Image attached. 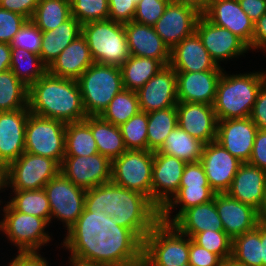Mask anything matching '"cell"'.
Wrapping results in <instances>:
<instances>
[{"mask_svg": "<svg viewBox=\"0 0 266 266\" xmlns=\"http://www.w3.org/2000/svg\"><path fill=\"white\" fill-rule=\"evenodd\" d=\"M258 221L260 224L266 225V186L264 189L263 201L260 208L257 210Z\"/></svg>", "mask_w": 266, "mask_h": 266, "instance_id": "cell-62", "label": "cell"}, {"mask_svg": "<svg viewBox=\"0 0 266 266\" xmlns=\"http://www.w3.org/2000/svg\"><path fill=\"white\" fill-rule=\"evenodd\" d=\"M223 71L176 72L178 101L213 105Z\"/></svg>", "mask_w": 266, "mask_h": 266, "instance_id": "cell-22", "label": "cell"}, {"mask_svg": "<svg viewBox=\"0 0 266 266\" xmlns=\"http://www.w3.org/2000/svg\"><path fill=\"white\" fill-rule=\"evenodd\" d=\"M241 9L255 23L266 14V0H238Z\"/></svg>", "mask_w": 266, "mask_h": 266, "instance_id": "cell-56", "label": "cell"}, {"mask_svg": "<svg viewBox=\"0 0 266 266\" xmlns=\"http://www.w3.org/2000/svg\"><path fill=\"white\" fill-rule=\"evenodd\" d=\"M147 113L140 111L120 127L127 150H148Z\"/></svg>", "mask_w": 266, "mask_h": 266, "instance_id": "cell-43", "label": "cell"}, {"mask_svg": "<svg viewBox=\"0 0 266 266\" xmlns=\"http://www.w3.org/2000/svg\"><path fill=\"white\" fill-rule=\"evenodd\" d=\"M66 123L29 114L25 128V152L56 160L65 157Z\"/></svg>", "mask_w": 266, "mask_h": 266, "instance_id": "cell-9", "label": "cell"}, {"mask_svg": "<svg viewBox=\"0 0 266 266\" xmlns=\"http://www.w3.org/2000/svg\"><path fill=\"white\" fill-rule=\"evenodd\" d=\"M250 118L258 129H266V82L258 91Z\"/></svg>", "mask_w": 266, "mask_h": 266, "instance_id": "cell-54", "label": "cell"}, {"mask_svg": "<svg viewBox=\"0 0 266 266\" xmlns=\"http://www.w3.org/2000/svg\"><path fill=\"white\" fill-rule=\"evenodd\" d=\"M189 249L190 237L160 220L143 241V263L146 266H189Z\"/></svg>", "mask_w": 266, "mask_h": 266, "instance_id": "cell-6", "label": "cell"}, {"mask_svg": "<svg viewBox=\"0 0 266 266\" xmlns=\"http://www.w3.org/2000/svg\"><path fill=\"white\" fill-rule=\"evenodd\" d=\"M69 259H70V262H69L70 266H106L101 263L83 260V259L74 257L72 255H70Z\"/></svg>", "mask_w": 266, "mask_h": 266, "instance_id": "cell-61", "label": "cell"}, {"mask_svg": "<svg viewBox=\"0 0 266 266\" xmlns=\"http://www.w3.org/2000/svg\"><path fill=\"white\" fill-rule=\"evenodd\" d=\"M220 266H240L236 263H234L231 259L230 260H225L221 263Z\"/></svg>", "mask_w": 266, "mask_h": 266, "instance_id": "cell-64", "label": "cell"}, {"mask_svg": "<svg viewBox=\"0 0 266 266\" xmlns=\"http://www.w3.org/2000/svg\"><path fill=\"white\" fill-rule=\"evenodd\" d=\"M192 240L199 246L217 254L223 261L231 259L232 239L224 231H203L197 233Z\"/></svg>", "mask_w": 266, "mask_h": 266, "instance_id": "cell-45", "label": "cell"}, {"mask_svg": "<svg viewBox=\"0 0 266 266\" xmlns=\"http://www.w3.org/2000/svg\"><path fill=\"white\" fill-rule=\"evenodd\" d=\"M5 188L4 171L0 168V190Z\"/></svg>", "mask_w": 266, "mask_h": 266, "instance_id": "cell-63", "label": "cell"}, {"mask_svg": "<svg viewBox=\"0 0 266 266\" xmlns=\"http://www.w3.org/2000/svg\"><path fill=\"white\" fill-rule=\"evenodd\" d=\"M30 113L64 123L83 121L87 115L77 80L46 72L28 88Z\"/></svg>", "mask_w": 266, "mask_h": 266, "instance_id": "cell-3", "label": "cell"}, {"mask_svg": "<svg viewBox=\"0 0 266 266\" xmlns=\"http://www.w3.org/2000/svg\"><path fill=\"white\" fill-rule=\"evenodd\" d=\"M112 161L100 153L90 156H65L60 172L85 190L111 181Z\"/></svg>", "mask_w": 266, "mask_h": 266, "instance_id": "cell-13", "label": "cell"}, {"mask_svg": "<svg viewBox=\"0 0 266 266\" xmlns=\"http://www.w3.org/2000/svg\"><path fill=\"white\" fill-rule=\"evenodd\" d=\"M203 147V142L177 126L171 131L157 152L191 163L200 161Z\"/></svg>", "mask_w": 266, "mask_h": 266, "instance_id": "cell-33", "label": "cell"}, {"mask_svg": "<svg viewBox=\"0 0 266 266\" xmlns=\"http://www.w3.org/2000/svg\"><path fill=\"white\" fill-rule=\"evenodd\" d=\"M52 218L64 222L67 230L78 220L85 208L86 190L74 185L61 172L45 186Z\"/></svg>", "mask_w": 266, "mask_h": 266, "instance_id": "cell-12", "label": "cell"}, {"mask_svg": "<svg viewBox=\"0 0 266 266\" xmlns=\"http://www.w3.org/2000/svg\"><path fill=\"white\" fill-rule=\"evenodd\" d=\"M26 21L24 16L0 8V43L10 44Z\"/></svg>", "mask_w": 266, "mask_h": 266, "instance_id": "cell-48", "label": "cell"}, {"mask_svg": "<svg viewBox=\"0 0 266 266\" xmlns=\"http://www.w3.org/2000/svg\"><path fill=\"white\" fill-rule=\"evenodd\" d=\"M266 72L228 75L222 73L217 84L213 109L217 121L250 117Z\"/></svg>", "mask_w": 266, "mask_h": 266, "instance_id": "cell-4", "label": "cell"}, {"mask_svg": "<svg viewBox=\"0 0 266 266\" xmlns=\"http://www.w3.org/2000/svg\"><path fill=\"white\" fill-rule=\"evenodd\" d=\"M248 163L266 171V129H258Z\"/></svg>", "mask_w": 266, "mask_h": 266, "instance_id": "cell-52", "label": "cell"}, {"mask_svg": "<svg viewBox=\"0 0 266 266\" xmlns=\"http://www.w3.org/2000/svg\"><path fill=\"white\" fill-rule=\"evenodd\" d=\"M71 16L82 25L109 19L108 0H70Z\"/></svg>", "mask_w": 266, "mask_h": 266, "instance_id": "cell-44", "label": "cell"}, {"mask_svg": "<svg viewBox=\"0 0 266 266\" xmlns=\"http://www.w3.org/2000/svg\"><path fill=\"white\" fill-rule=\"evenodd\" d=\"M70 17V0H39L31 20L42 32H47Z\"/></svg>", "mask_w": 266, "mask_h": 266, "instance_id": "cell-39", "label": "cell"}, {"mask_svg": "<svg viewBox=\"0 0 266 266\" xmlns=\"http://www.w3.org/2000/svg\"><path fill=\"white\" fill-rule=\"evenodd\" d=\"M170 0H140L136 5L133 21L154 26L164 14Z\"/></svg>", "mask_w": 266, "mask_h": 266, "instance_id": "cell-47", "label": "cell"}, {"mask_svg": "<svg viewBox=\"0 0 266 266\" xmlns=\"http://www.w3.org/2000/svg\"><path fill=\"white\" fill-rule=\"evenodd\" d=\"M10 69L28 88L47 72V67L42 63L40 55L22 48H11Z\"/></svg>", "mask_w": 266, "mask_h": 266, "instance_id": "cell-36", "label": "cell"}, {"mask_svg": "<svg viewBox=\"0 0 266 266\" xmlns=\"http://www.w3.org/2000/svg\"><path fill=\"white\" fill-rule=\"evenodd\" d=\"M8 266H48V262L38 251L19 252Z\"/></svg>", "mask_w": 266, "mask_h": 266, "instance_id": "cell-55", "label": "cell"}, {"mask_svg": "<svg viewBox=\"0 0 266 266\" xmlns=\"http://www.w3.org/2000/svg\"><path fill=\"white\" fill-rule=\"evenodd\" d=\"M195 32L218 66L219 61L229 60L249 51V46L241 38L230 30L213 24L204 15L198 18Z\"/></svg>", "mask_w": 266, "mask_h": 266, "instance_id": "cell-14", "label": "cell"}, {"mask_svg": "<svg viewBox=\"0 0 266 266\" xmlns=\"http://www.w3.org/2000/svg\"><path fill=\"white\" fill-rule=\"evenodd\" d=\"M85 208L111 216L117 225L132 230L142 241L160 221V210L147 196L112 181L87 189Z\"/></svg>", "mask_w": 266, "mask_h": 266, "instance_id": "cell-2", "label": "cell"}, {"mask_svg": "<svg viewBox=\"0 0 266 266\" xmlns=\"http://www.w3.org/2000/svg\"><path fill=\"white\" fill-rule=\"evenodd\" d=\"M223 260L190 238L189 266H220Z\"/></svg>", "mask_w": 266, "mask_h": 266, "instance_id": "cell-51", "label": "cell"}, {"mask_svg": "<svg viewBox=\"0 0 266 266\" xmlns=\"http://www.w3.org/2000/svg\"><path fill=\"white\" fill-rule=\"evenodd\" d=\"M130 55L159 60L164 66L170 64L171 50L155 32L153 26L135 21L124 24Z\"/></svg>", "mask_w": 266, "mask_h": 266, "instance_id": "cell-25", "label": "cell"}, {"mask_svg": "<svg viewBox=\"0 0 266 266\" xmlns=\"http://www.w3.org/2000/svg\"><path fill=\"white\" fill-rule=\"evenodd\" d=\"M154 151L126 150L112 160L111 181L126 189L140 192L152 201Z\"/></svg>", "mask_w": 266, "mask_h": 266, "instance_id": "cell-8", "label": "cell"}, {"mask_svg": "<svg viewBox=\"0 0 266 266\" xmlns=\"http://www.w3.org/2000/svg\"><path fill=\"white\" fill-rule=\"evenodd\" d=\"M200 162L215 193H226L242 162L218 142L204 144Z\"/></svg>", "mask_w": 266, "mask_h": 266, "instance_id": "cell-15", "label": "cell"}, {"mask_svg": "<svg viewBox=\"0 0 266 266\" xmlns=\"http://www.w3.org/2000/svg\"><path fill=\"white\" fill-rule=\"evenodd\" d=\"M28 108L0 112V162L7 168L25 152Z\"/></svg>", "mask_w": 266, "mask_h": 266, "instance_id": "cell-20", "label": "cell"}, {"mask_svg": "<svg viewBox=\"0 0 266 266\" xmlns=\"http://www.w3.org/2000/svg\"><path fill=\"white\" fill-rule=\"evenodd\" d=\"M0 168L5 172L6 167L0 162Z\"/></svg>", "mask_w": 266, "mask_h": 266, "instance_id": "cell-65", "label": "cell"}, {"mask_svg": "<svg viewBox=\"0 0 266 266\" xmlns=\"http://www.w3.org/2000/svg\"><path fill=\"white\" fill-rule=\"evenodd\" d=\"M94 63L85 37L75 38L47 68L53 76L77 80Z\"/></svg>", "mask_w": 266, "mask_h": 266, "instance_id": "cell-28", "label": "cell"}, {"mask_svg": "<svg viewBox=\"0 0 266 266\" xmlns=\"http://www.w3.org/2000/svg\"><path fill=\"white\" fill-rule=\"evenodd\" d=\"M148 150L157 151L165 139L178 126L177 109L170 107L147 113Z\"/></svg>", "mask_w": 266, "mask_h": 266, "instance_id": "cell-37", "label": "cell"}, {"mask_svg": "<svg viewBox=\"0 0 266 266\" xmlns=\"http://www.w3.org/2000/svg\"><path fill=\"white\" fill-rule=\"evenodd\" d=\"M137 95L142 112L150 113L176 107V71L170 65L164 66L137 91Z\"/></svg>", "mask_w": 266, "mask_h": 266, "instance_id": "cell-19", "label": "cell"}, {"mask_svg": "<svg viewBox=\"0 0 266 266\" xmlns=\"http://www.w3.org/2000/svg\"><path fill=\"white\" fill-rule=\"evenodd\" d=\"M94 62L120 67L130 56L124 24L107 19L82 25Z\"/></svg>", "mask_w": 266, "mask_h": 266, "instance_id": "cell-7", "label": "cell"}, {"mask_svg": "<svg viewBox=\"0 0 266 266\" xmlns=\"http://www.w3.org/2000/svg\"><path fill=\"white\" fill-rule=\"evenodd\" d=\"M171 224L190 238L207 230L223 231V224L217 213L214 198L207 203L183 211Z\"/></svg>", "mask_w": 266, "mask_h": 266, "instance_id": "cell-29", "label": "cell"}, {"mask_svg": "<svg viewBox=\"0 0 266 266\" xmlns=\"http://www.w3.org/2000/svg\"><path fill=\"white\" fill-rule=\"evenodd\" d=\"M213 24L230 30L248 46L254 34V22L241 9L238 0H210L203 14Z\"/></svg>", "mask_w": 266, "mask_h": 266, "instance_id": "cell-24", "label": "cell"}, {"mask_svg": "<svg viewBox=\"0 0 266 266\" xmlns=\"http://www.w3.org/2000/svg\"><path fill=\"white\" fill-rule=\"evenodd\" d=\"M140 0H108L109 19L118 23L133 21L136 5Z\"/></svg>", "mask_w": 266, "mask_h": 266, "instance_id": "cell-49", "label": "cell"}, {"mask_svg": "<svg viewBox=\"0 0 266 266\" xmlns=\"http://www.w3.org/2000/svg\"><path fill=\"white\" fill-rule=\"evenodd\" d=\"M265 186L266 171L245 162L240 165L226 193L258 210L263 201Z\"/></svg>", "mask_w": 266, "mask_h": 266, "instance_id": "cell-27", "label": "cell"}, {"mask_svg": "<svg viewBox=\"0 0 266 266\" xmlns=\"http://www.w3.org/2000/svg\"><path fill=\"white\" fill-rule=\"evenodd\" d=\"M87 116H100L124 89L120 67L94 62L78 79Z\"/></svg>", "mask_w": 266, "mask_h": 266, "instance_id": "cell-5", "label": "cell"}, {"mask_svg": "<svg viewBox=\"0 0 266 266\" xmlns=\"http://www.w3.org/2000/svg\"><path fill=\"white\" fill-rule=\"evenodd\" d=\"M3 212L0 231L18 247L19 252L39 251L41 246L49 243L50 236L45 232L48 223L43 218L20 213L8 202Z\"/></svg>", "mask_w": 266, "mask_h": 266, "instance_id": "cell-11", "label": "cell"}, {"mask_svg": "<svg viewBox=\"0 0 266 266\" xmlns=\"http://www.w3.org/2000/svg\"><path fill=\"white\" fill-rule=\"evenodd\" d=\"M259 48L266 51V14L262 15L254 23V34L249 46V50H258Z\"/></svg>", "mask_w": 266, "mask_h": 266, "instance_id": "cell-57", "label": "cell"}, {"mask_svg": "<svg viewBox=\"0 0 266 266\" xmlns=\"http://www.w3.org/2000/svg\"><path fill=\"white\" fill-rule=\"evenodd\" d=\"M60 173V164L53 159L24 152L4 172L5 188L38 190Z\"/></svg>", "mask_w": 266, "mask_h": 266, "instance_id": "cell-10", "label": "cell"}, {"mask_svg": "<svg viewBox=\"0 0 266 266\" xmlns=\"http://www.w3.org/2000/svg\"><path fill=\"white\" fill-rule=\"evenodd\" d=\"M97 153L91 128L84 120L66 123L65 156H90Z\"/></svg>", "mask_w": 266, "mask_h": 266, "instance_id": "cell-38", "label": "cell"}, {"mask_svg": "<svg viewBox=\"0 0 266 266\" xmlns=\"http://www.w3.org/2000/svg\"><path fill=\"white\" fill-rule=\"evenodd\" d=\"M67 231L62 247L74 257L106 266H140L143 262V241L102 211L84 208Z\"/></svg>", "mask_w": 266, "mask_h": 266, "instance_id": "cell-1", "label": "cell"}, {"mask_svg": "<svg viewBox=\"0 0 266 266\" xmlns=\"http://www.w3.org/2000/svg\"><path fill=\"white\" fill-rule=\"evenodd\" d=\"M178 127L204 144L216 140L217 118L213 105L178 101Z\"/></svg>", "mask_w": 266, "mask_h": 266, "instance_id": "cell-21", "label": "cell"}, {"mask_svg": "<svg viewBox=\"0 0 266 266\" xmlns=\"http://www.w3.org/2000/svg\"><path fill=\"white\" fill-rule=\"evenodd\" d=\"M39 0H0V8L12 11L31 20Z\"/></svg>", "mask_w": 266, "mask_h": 266, "instance_id": "cell-53", "label": "cell"}, {"mask_svg": "<svg viewBox=\"0 0 266 266\" xmlns=\"http://www.w3.org/2000/svg\"><path fill=\"white\" fill-rule=\"evenodd\" d=\"M82 34V24L73 16L55 29L42 32L40 59L48 68L75 38Z\"/></svg>", "mask_w": 266, "mask_h": 266, "instance_id": "cell-30", "label": "cell"}, {"mask_svg": "<svg viewBox=\"0 0 266 266\" xmlns=\"http://www.w3.org/2000/svg\"><path fill=\"white\" fill-rule=\"evenodd\" d=\"M257 131L250 117L219 120L215 141L245 163L250 160Z\"/></svg>", "mask_w": 266, "mask_h": 266, "instance_id": "cell-17", "label": "cell"}, {"mask_svg": "<svg viewBox=\"0 0 266 266\" xmlns=\"http://www.w3.org/2000/svg\"><path fill=\"white\" fill-rule=\"evenodd\" d=\"M200 16L201 14L192 7L170 1L164 14L153 27L172 50L185 37L195 32L196 23Z\"/></svg>", "mask_w": 266, "mask_h": 266, "instance_id": "cell-18", "label": "cell"}, {"mask_svg": "<svg viewBox=\"0 0 266 266\" xmlns=\"http://www.w3.org/2000/svg\"><path fill=\"white\" fill-rule=\"evenodd\" d=\"M84 121L91 128L98 153L112 161L127 150L119 126L109 123L101 116H87Z\"/></svg>", "mask_w": 266, "mask_h": 266, "instance_id": "cell-31", "label": "cell"}, {"mask_svg": "<svg viewBox=\"0 0 266 266\" xmlns=\"http://www.w3.org/2000/svg\"><path fill=\"white\" fill-rule=\"evenodd\" d=\"M214 202L223 224V231L232 240L259 224L256 209L232 198L227 193H215Z\"/></svg>", "mask_w": 266, "mask_h": 266, "instance_id": "cell-23", "label": "cell"}, {"mask_svg": "<svg viewBox=\"0 0 266 266\" xmlns=\"http://www.w3.org/2000/svg\"><path fill=\"white\" fill-rule=\"evenodd\" d=\"M169 65L176 72L224 70L211 58L196 32L185 37L171 50Z\"/></svg>", "mask_w": 266, "mask_h": 266, "instance_id": "cell-26", "label": "cell"}, {"mask_svg": "<svg viewBox=\"0 0 266 266\" xmlns=\"http://www.w3.org/2000/svg\"><path fill=\"white\" fill-rule=\"evenodd\" d=\"M186 162L154 151L152 203L161 210L178 192Z\"/></svg>", "mask_w": 266, "mask_h": 266, "instance_id": "cell-16", "label": "cell"}, {"mask_svg": "<svg viewBox=\"0 0 266 266\" xmlns=\"http://www.w3.org/2000/svg\"><path fill=\"white\" fill-rule=\"evenodd\" d=\"M163 67L164 65L154 58L130 55L120 66L124 89L137 92Z\"/></svg>", "mask_w": 266, "mask_h": 266, "instance_id": "cell-32", "label": "cell"}, {"mask_svg": "<svg viewBox=\"0 0 266 266\" xmlns=\"http://www.w3.org/2000/svg\"><path fill=\"white\" fill-rule=\"evenodd\" d=\"M42 31L32 22L27 20L10 42L11 48H22L40 55Z\"/></svg>", "mask_w": 266, "mask_h": 266, "instance_id": "cell-46", "label": "cell"}, {"mask_svg": "<svg viewBox=\"0 0 266 266\" xmlns=\"http://www.w3.org/2000/svg\"><path fill=\"white\" fill-rule=\"evenodd\" d=\"M11 47L10 44L0 43V73L10 69Z\"/></svg>", "mask_w": 266, "mask_h": 266, "instance_id": "cell-58", "label": "cell"}, {"mask_svg": "<svg viewBox=\"0 0 266 266\" xmlns=\"http://www.w3.org/2000/svg\"><path fill=\"white\" fill-rule=\"evenodd\" d=\"M215 192L211 187H189L180 186L178 192L173 198L160 210V220L164 223L171 224L183 211L190 207L207 203L213 200ZM179 205L181 208L174 217L171 218V210L176 209Z\"/></svg>", "mask_w": 266, "mask_h": 266, "instance_id": "cell-34", "label": "cell"}, {"mask_svg": "<svg viewBox=\"0 0 266 266\" xmlns=\"http://www.w3.org/2000/svg\"><path fill=\"white\" fill-rule=\"evenodd\" d=\"M170 1L192 7L198 13L203 15L208 9L210 0H170Z\"/></svg>", "mask_w": 266, "mask_h": 266, "instance_id": "cell-59", "label": "cell"}, {"mask_svg": "<svg viewBox=\"0 0 266 266\" xmlns=\"http://www.w3.org/2000/svg\"><path fill=\"white\" fill-rule=\"evenodd\" d=\"M28 108V87L11 69L0 73V112Z\"/></svg>", "mask_w": 266, "mask_h": 266, "instance_id": "cell-40", "label": "cell"}, {"mask_svg": "<svg viewBox=\"0 0 266 266\" xmlns=\"http://www.w3.org/2000/svg\"><path fill=\"white\" fill-rule=\"evenodd\" d=\"M180 186L210 187L204 167L200 161L186 164Z\"/></svg>", "mask_w": 266, "mask_h": 266, "instance_id": "cell-50", "label": "cell"}, {"mask_svg": "<svg viewBox=\"0 0 266 266\" xmlns=\"http://www.w3.org/2000/svg\"><path fill=\"white\" fill-rule=\"evenodd\" d=\"M231 260L240 266H262L260 223L232 240Z\"/></svg>", "mask_w": 266, "mask_h": 266, "instance_id": "cell-35", "label": "cell"}, {"mask_svg": "<svg viewBox=\"0 0 266 266\" xmlns=\"http://www.w3.org/2000/svg\"><path fill=\"white\" fill-rule=\"evenodd\" d=\"M262 266H266V225L260 224Z\"/></svg>", "mask_w": 266, "mask_h": 266, "instance_id": "cell-60", "label": "cell"}, {"mask_svg": "<svg viewBox=\"0 0 266 266\" xmlns=\"http://www.w3.org/2000/svg\"><path fill=\"white\" fill-rule=\"evenodd\" d=\"M15 196L8 202L16 211L43 218L51 222V209L44 188L38 190H13Z\"/></svg>", "mask_w": 266, "mask_h": 266, "instance_id": "cell-41", "label": "cell"}, {"mask_svg": "<svg viewBox=\"0 0 266 266\" xmlns=\"http://www.w3.org/2000/svg\"><path fill=\"white\" fill-rule=\"evenodd\" d=\"M140 111L137 92L123 89L111 100L100 116L115 126H121Z\"/></svg>", "mask_w": 266, "mask_h": 266, "instance_id": "cell-42", "label": "cell"}]
</instances>
